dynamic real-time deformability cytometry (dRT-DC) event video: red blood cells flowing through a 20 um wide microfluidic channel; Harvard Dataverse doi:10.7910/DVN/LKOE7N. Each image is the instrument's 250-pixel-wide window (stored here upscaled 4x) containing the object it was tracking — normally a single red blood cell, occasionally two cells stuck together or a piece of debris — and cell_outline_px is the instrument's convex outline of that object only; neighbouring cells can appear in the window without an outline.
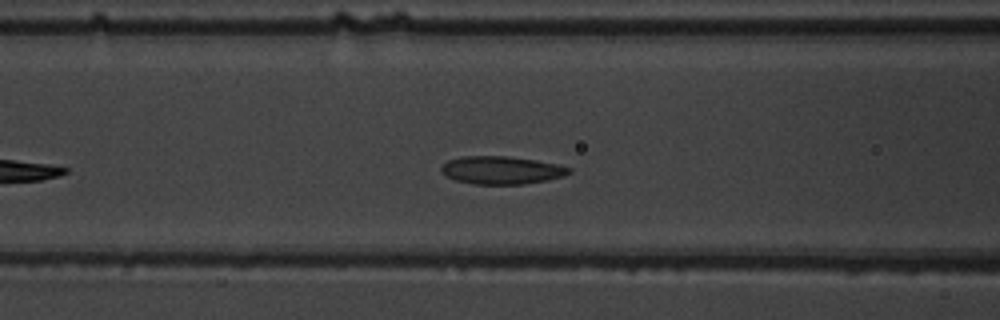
{"species": "common noctule bat (a hibernating species)", "species_latin": "Nyctalus noctula", "temperature_condition": "warm", "stored_images_in_passage": 22, "camera_frame_rate_fps": 3000, "um_per_image_px": 0.085, "animal": {"sex": "male", "body_mass_g": 19.5, "forearm_length_mm": 54.6}, "frame": {"image": 1, "passage_image": 11, "time_ms": 3.333, "image_size_px": [1000, 320], "cell_outline_px": [[572, 172], [564, 176], [548, 180], [524, 184], [472, 184], [456, 180], [440, 172], [440, 168], [448, 160], [464, 156], [508, 156], [536, 160], [560, 164], [572, 168]], "centroid_in_image_um": [42.67, 14.46], "position_along_channel_um": 123.9, "area_um2": 20.92}}
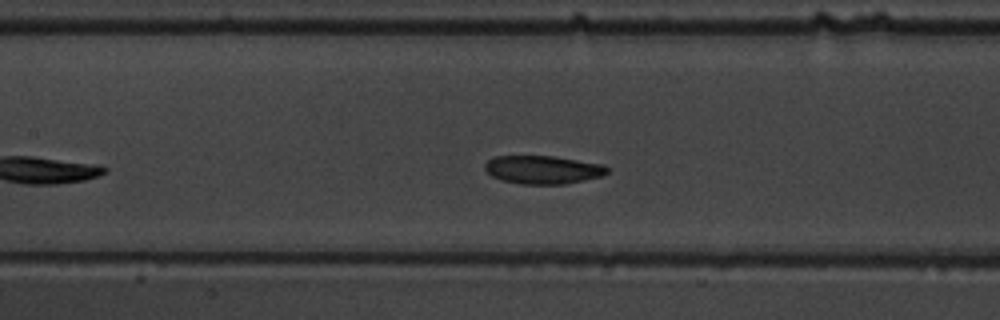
{"frame": {"image": 2, "passage_image": 14, "time_ms": 4.333, "image_size_px": [1000, 320], "cell_outline_px": [[608, 172], [600, 176], [584, 180], [564, 184], [520, 184], [500, 180], [492, 176], [484, 168], [484, 164], [488, 160], [496, 156], [552, 156], [600, 164], [608, 168]], "centroid_in_image_um": [46.09, 14.43], "position_along_channel_um": 161.3, "area_um2": 19.94}}
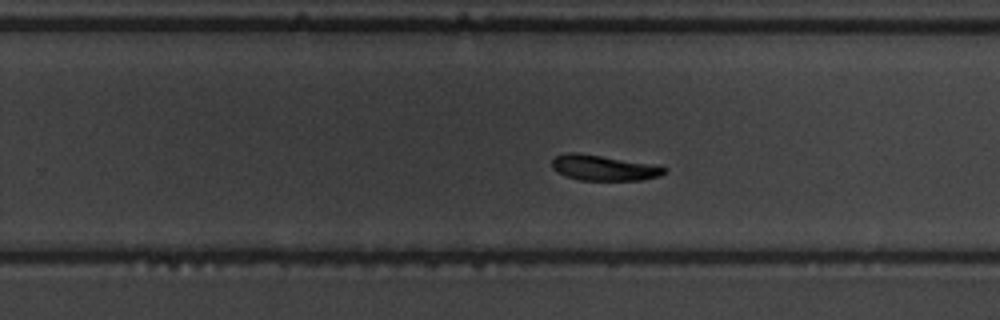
{"frame": {"image": 3, "passage_image": 20, "time_ms": 6.333, "image_size_px": [1000, 320], "cell_outline_px": [[668, 172], [660, 176], [640, 180], [580, 180], [564, 176], [552, 168], [552, 160], [556, 156], [568, 152], [576, 152], [660, 164], [668, 168]], "centroid_in_image_um": [51.4, 14.25], "position_along_channel_um": 278.4, "area_um2": 17.11}}